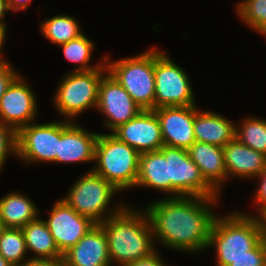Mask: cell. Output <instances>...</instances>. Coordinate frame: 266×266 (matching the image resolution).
Wrapping results in <instances>:
<instances>
[{
    "label": "cell",
    "instance_id": "22",
    "mask_svg": "<svg viewBox=\"0 0 266 266\" xmlns=\"http://www.w3.org/2000/svg\"><path fill=\"white\" fill-rule=\"evenodd\" d=\"M35 204L20 193H9L0 199V218L5 228H22L38 217Z\"/></svg>",
    "mask_w": 266,
    "mask_h": 266
},
{
    "label": "cell",
    "instance_id": "21",
    "mask_svg": "<svg viewBox=\"0 0 266 266\" xmlns=\"http://www.w3.org/2000/svg\"><path fill=\"white\" fill-rule=\"evenodd\" d=\"M135 186L151 187L170 192L168 162L160 151L144 152L139 155L138 176Z\"/></svg>",
    "mask_w": 266,
    "mask_h": 266
},
{
    "label": "cell",
    "instance_id": "12",
    "mask_svg": "<svg viewBox=\"0 0 266 266\" xmlns=\"http://www.w3.org/2000/svg\"><path fill=\"white\" fill-rule=\"evenodd\" d=\"M45 223L62 255L96 225L90 218L79 215L63 199L55 203Z\"/></svg>",
    "mask_w": 266,
    "mask_h": 266
},
{
    "label": "cell",
    "instance_id": "38",
    "mask_svg": "<svg viewBox=\"0 0 266 266\" xmlns=\"http://www.w3.org/2000/svg\"><path fill=\"white\" fill-rule=\"evenodd\" d=\"M6 36V27H0V51L2 50V46L4 45V40ZM7 63L2 57H0V64Z\"/></svg>",
    "mask_w": 266,
    "mask_h": 266
},
{
    "label": "cell",
    "instance_id": "31",
    "mask_svg": "<svg viewBox=\"0 0 266 266\" xmlns=\"http://www.w3.org/2000/svg\"><path fill=\"white\" fill-rule=\"evenodd\" d=\"M18 75L8 62L0 64V99Z\"/></svg>",
    "mask_w": 266,
    "mask_h": 266
},
{
    "label": "cell",
    "instance_id": "33",
    "mask_svg": "<svg viewBox=\"0 0 266 266\" xmlns=\"http://www.w3.org/2000/svg\"><path fill=\"white\" fill-rule=\"evenodd\" d=\"M257 177L261 178V182L257 190V194H255L256 195L255 201H257L258 204H260L258 206L259 208L258 211H261L266 208V168Z\"/></svg>",
    "mask_w": 266,
    "mask_h": 266
},
{
    "label": "cell",
    "instance_id": "6",
    "mask_svg": "<svg viewBox=\"0 0 266 266\" xmlns=\"http://www.w3.org/2000/svg\"><path fill=\"white\" fill-rule=\"evenodd\" d=\"M118 191L113 184L91 170L75 182L63 200L79 215L100 224L125 208V205L120 203L116 211L113 210L109 215L105 213L112 197Z\"/></svg>",
    "mask_w": 266,
    "mask_h": 266
},
{
    "label": "cell",
    "instance_id": "39",
    "mask_svg": "<svg viewBox=\"0 0 266 266\" xmlns=\"http://www.w3.org/2000/svg\"><path fill=\"white\" fill-rule=\"evenodd\" d=\"M0 266H12L9 262H7L4 257L0 254Z\"/></svg>",
    "mask_w": 266,
    "mask_h": 266
},
{
    "label": "cell",
    "instance_id": "26",
    "mask_svg": "<svg viewBox=\"0 0 266 266\" xmlns=\"http://www.w3.org/2000/svg\"><path fill=\"white\" fill-rule=\"evenodd\" d=\"M235 138L255 151L266 155V120L248 118L235 131Z\"/></svg>",
    "mask_w": 266,
    "mask_h": 266
},
{
    "label": "cell",
    "instance_id": "2",
    "mask_svg": "<svg viewBox=\"0 0 266 266\" xmlns=\"http://www.w3.org/2000/svg\"><path fill=\"white\" fill-rule=\"evenodd\" d=\"M143 212L125 207L100 223L107 238L111 264L116 262L118 266H126L156 251L151 222L147 212Z\"/></svg>",
    "mask_w": 266,
    "mask_h": 266
},
{
    "label": "cell",
    "instance_id": "9",
    "mask_svg": "<svg viewBox=\"0 0 266 266\" xmlns=\"http://www.w3.org/2000/svg\"><path fill=\"white\" fill-rule=\"evenodd\" d=\"M159 151L168 162L170 193L173 194L170 197L218 198V193L204 180L186 149L163 145Z\"/></svg>",
    "mask_w": 266,
    "mask_h": 266
},
{
    "label": "cell",
    "instance_id": "25",
    "mask_svg": "<svg viewBox=\"0 0 266 266\" xmlns=\"http://www.w3.org/2000/svg\"><path fill=\"white\" fill-rule=\"evenodd\" d=\"M26 242L21 228H5L0 235V254L12 266L25 263ZM24 260V262H23Z\"/></svg>",
    "mask_w": 266,
    "mask_h": 266
},
{
    "label": "cell",
    "instance_id": "10",
    "mask_svg": "<svg viewBox=\"0 0 266 266\" xmlns=\"http://www.w3.org/2000/svg\"><path fill=\"white\" fill-rule=\"evenodd\" d=\"M17 152L26 163L56 162L58 153V122L21 127L16 132Z\"/></svg>",
    "mask_w": 266,
    "mask_h": 266
},
{
    "label": "cell",
    "instance_id": "17",
    "mask_svg": "<svg viewBox=\"0 0 266 266\" xmlns=\"http://www.w3.org/2000/svg\"><path fill=\"white\" fill-rule=\"evenodd\" d=\"M63 258L66 266H112L103 227H92Z\"/></svg>",
    "mask_w": 266,
    "mask_h": 266
},
{
    "label": "cell",
    "instance_id": "30",
    "mask_svg": "<svg viewBox=\"0 0 266 266\" xmlns=\"http://www.w3.org/2000/svg\"><path fill=\"white\" fill-rule=\"evenodd\" d=\"M229 266H266V243L261 241L253 250L234 260Z\"/></svg>",
    "mask_w": 266,
    "mask_h": 266
},
{
    "label": "cell",
    "instance_id": "8",
    "mask_svg": "<svg viewBox=\"0 0 266 266\" xmlns=\"http://www.w3.org/2000/svg\"><path fill=\"white\" fill-rule=\"evenodd\" d=\"M154 76V109L195 105L190 80L184 69L157 49H154Z\"/></svg>",
    "mask_w": 266,
    "mask_h": 266
},
{
    "label": "cell",
    "instance_id": "35",
    "mask_svg": "<svg viewBox=\"0 0 266 266\" xmlns=\"http://www.w3.org/2000/svg\"><path fill=\"white\" fill-rule=\"evenodd\" d=\"M259 215L261 217V219H259L260 217H257V221L260 227V234L262 237V241H264L266 243V208L259 211Z\"/></svg>",
    "mask_w": 266,
    "mask_h": 266
},
{
    "label": "cell",
    "instance_id": "23",
    "mask_svg": "<svg viewBox=\"0 0 266 266\" xmlns=\"http://www.w3.org/2000/svg\"><path fill=\"white\" fill-rule=\"evenodd\" d=\"M38 218L21 228L27 251L30 250L37 255V257L29 259H54L63 257L45 221Z\"/></svg>",
    "mask_w": 266,
    "mask_h": 266
},
{
    "label": "cell",
    "instance_id": "34",
    "mask_svg": "<svg viewBox=\"0 0 266 266\" xmlns=\"http://www.w3.org/2000/svg\"><path fill=\"white\" fill-rule=\"evenodd\" d=\"M158 253L153 252L151 255L131 262L126 266H165L164 262L160 259ZM163 262V263H162Z\"/></svg>",
    "mask_w": 266,
    "mask_h": 266
},
{
    "label": "cell",
    "instance_id": "28",
    "mask_svg": "<svg viewBox=\"0 0 266 266\" xmlns=\"http://www.w3.org/2000/svg\"><path fill=\"white\" fill-rule=\"evenodd\" d=\"M239 18L261 34L266 31V0H243L237 6Z\"/></svg>",
    "mask_w": 266,
    "mask_h": 266
},
{
    "label": "cell",
    "instance_id": "19",
    "mask_svg": "<svg viewBox=\"0 0 266 266\" xmlns=\"http://www.w3.org/2000/svg\"><path fill=\"white\" fill-rule=\"evenodd\" d=\"M225 168L228 175L252 178L266 168V155L244 145L237 138L224 147Z\"/></svg>",
    "mask_w": 266,
    "mask_h": 266
},
{
    "label": "cell",
    "instance_id": "4",
    "mask_svg": "<svg viewBox=\"0 0 266 266\" xmlns=\"http://www.w3.org/2000/svg\"><path fill=\"white\" fill-rule=\"evenodd\" d=\"M139 155V152L113 134H98L94 160L97 162L92 170L118 190H126L136 184Z\"/></svg>",
    "mask_w": 266,
    "mask_h": 266
},
{
    "label": "cell",
    "instance_id": "32",
    "mask_svg": "<svg viewBox=\"0 0 266 266\" xmlns=\"http://www.w3.org/2000/svg\"><path fill=\"white\" fill-rule=\"evenodd\" d=\"M17 266H66L63 257L54 259H28L25 263Z\"/></svg>",
    "mask_w": 266,
    "mask_h": 266
},
{
    "label": "cell",
    "instance_id": "1",
    "mask_svg": "<svg viewBox=\"0 0 266 266\" xmlns=\"http://www.w3.org/2000/svg\"><path fill=\"white\" fill-rule=\"evenodd\" d=\"M215 201L217 202V198L193 196L155 201L145 208L153 236L172 249L190 253L207 249L212 226L217 217L210 209V205L213 206Z\"/></svg>",
    "mask_w": 266,
    "mask_h": 266
},
{
    "label": "cell",
    "instance_id": "11",
    "mask_svg": "<svg viewBox=\"0 0 266 266\" xmlns=\"http://www.w3.org/2000/svg\"><path fill=\"white\" fill-rule=\"evenodd\" d=\"M96 108L107 117L108 120L104 124L111 130L131 120L143 110L108 71L99 85Z\"/></svg>",
    "mask_w": 266,
    "mask_h": 266
},
{
    "label": "cell",
    "instance_id": "3",
    "mask_svg": "<svg viewBox=\"0 0 266 266\" xmlns=\"http://www.w3.org/2000/svg\"><path fill=\"white\" fill-rule=\"evenodd\" d=\"M218 217L212 226L208 248L215 244L218 266H229L262 241L260 227L256 217L244 213Z\"/></svg>",
    "mask_w": 266,
    "mask_h": 266
},
{
    "label": "cell",
    "instance_id": "37",
    "mask_svg": "<svg viewBox=\"0 0 266 266\" xmlns=\"http://www.w3.org/2000/svg\"><path fill=\"white\" fill-rule=\"evenodd\" d=\"M10 10L8 0H0V27H6L1 18H4L5 12Z\"/></svg>",
    "mask_w": 266,
    "mask_h": 266
},
{
    "label": "cell",
    "instance_id": "18",
    "mask_svg": "<svg viewBox=\"0 0 266 266\" xmlns=\"http://www.w3.org/2000/svg\"><path fill=\"white\" fill-rule=\"evenodd\" d=\"M187 151L204 180L218 193L227 179L223 147L195 141Z\"/></svg>",
    "mask_w": 266,
    "mask_h": 266
},
{
    "label": "cell",
    "instance_id": "29",
    "mask_svg": "<svg viewBox=\"0 0 266 266\" xmlns=\"http://www.w3.org/2000/svg\"><path fill=\"white\" fill-rule=\"evenodd\" d=\"M10 152L15 155L17 152L16 131L0 121V169Z\"/></svg>",
    "mask_w": 266,
    "mask_h": 266
},
{
    "label": "cell",
    "instance_id": "27",
    "mask_svg": "<svg viewBox=\"0 0 266 266\" xmlns=\"http://www.w3.org/2000/svg\"><path fill=\"white\" fill-rule=\"evenodd\" d=\"M60 46L63 47L66 59L71 62L80 63V67L76 68L74 71H91L98 69L103 65L102 63H99L98 66L95 65L96 67L89 66L94 44L84 34Z\"/></svg>",
    "mask_w": 266,
    "mask_h": 266
},
{
    "label": "cell",
    "instance_id": "20",
    "mask_svg": "<svg viewBox=\"0 0 266 266\" xmlns=\"http://www.w3.org/2000/svg\"><path fill=\"white\" fill-rule=\"evenodd\" d=\"M195 105L194 136L196 141L224 147L235 138L236 126L214 112H199Z\"/></svg>",
    "mask_w": 266,
    "mask_h": 266
},
{
    "label": "cell",
    "instance_id": "40",
    "mask_svg": "<svg viewBox=\"0 0 266 266\" xmlns=\"http://www.w3.org/2000/svg\"><path fill=\"white\" fill-rule=\"evenodd\" d=\"M5 229V226L3 225V222H2V220H1V218H0V235H1V233H2V231Z\"/></svg>",
    "mask_w": 266,
    "mask_h": 266
},
{
    "label": "cell",
    "instance_id": "36",
    "mask_svg": "<svg viewBox=\"0 0 266 266\" xmlns=\"http://www.w3.org/2000/svg\"><path fill=\"white\" fill-rule=\"evenodd\" d=\"M32 0H8L9 8L18 11L24 10L28 8V4H30Z\"/></svg>",
    "mask_w": 266,
    "mask_h": 266
},
{
    "label": "cell",
    "instance_id": "5",
    "mask_svg": "<svg viewBox=\"0 0 266 266\" xmlns=\"http://www.w3.org/2000/svg\"><path fill=\"white\" fill-rule=\"evenodd\" d=\"M106 65L107 71L141 109L154 110V49Z\"/></svg>",
    "mask_w": 266,
    "mask_h": 266
},
{
    "label": "cell",
    "instance_id": "13",
    "mask_svg": "<svg viewBox=\"0 0 266 266\" xmlns=\"http://www.w3.org/2000/svg\"><path fill=\"white\" fill-rule=\"evenodd\" d=\"M31 88L18 75L0 99V121L16 132L36 117V98Z\"/></svg>",
    "mask_w": 266,
    "mask_h": 266
},
{
    "label": "cell",
    "instance_id": "16",
    "mask_svg": "<svg viewBox=\"0 0 266 266\" xmlns=\"http://www.w3.org/2000/svg\"><path fill=\"white\" fill-rule=\"evenodd\" d=\"M69 120L58 122L56 163L94 161L99 133H89Z\"/></svg>",
    "mask_w": 266,
    "mask_h": 266
},
{
    "label": "cell",
    "instance_id": "24",
    "mask_svg": "<svg viewBox=\"0 0 266 266\" xmlns=\"http://www.w3.org/2000/svg\"><path fill=\"white\" fill-rule=\"evenodd\" d=\"M42 34L53 44L62 45L82 35L77 21L68 15H57L41 24Z\"/></svg>",
    "mask_w": 266,
    "mask_h": 266
},
{
    "label": "cell",
    "instance_id": "14",
    "mask_svg": "<svg viewBox=\"0 0 266 266\" xmlns=\"http://www.w3.org/2000/svg\"><path fill=\"white\" fill-rule=\"evenodd\" d=\"M111 134L140 154L159 151L164 145L160 123L154 110H142L131 120L119 125Z\"/></svg>",
    "mask_w": 266,
    "mask_h": 266
},
{
    "label": "cell",
    "instance_id": "15",
    "mask_svg": "<svg viewBox=\"0 0 266 266\" xmlns=\"http://www.w3.org/2000/svg\"><path fill=\"white\" fill-rule=\"evenodd\" d=\"M161 127L164 146L188 150L194 136L195 105L154 109Z\"/></svg>",
    "mask_w": 266,
    "mask_h": 266
},
{
    "label": "cell",
    "instance_id": "7",
    "mask_svg": "<svg viewBox=\"0 0 266 266\" xmlns=\"http://www.w3.org/2000/svg\"><path fill=\"white\" fill-rule=\"evenodd\" d=\"M106 64L91 71H72L58 86L54 99L58 111L73 118L91 107H97L99 85Z\"/></svg>",
    "mask_w": 266,
    "mask_h": 266
}]
</instances>
